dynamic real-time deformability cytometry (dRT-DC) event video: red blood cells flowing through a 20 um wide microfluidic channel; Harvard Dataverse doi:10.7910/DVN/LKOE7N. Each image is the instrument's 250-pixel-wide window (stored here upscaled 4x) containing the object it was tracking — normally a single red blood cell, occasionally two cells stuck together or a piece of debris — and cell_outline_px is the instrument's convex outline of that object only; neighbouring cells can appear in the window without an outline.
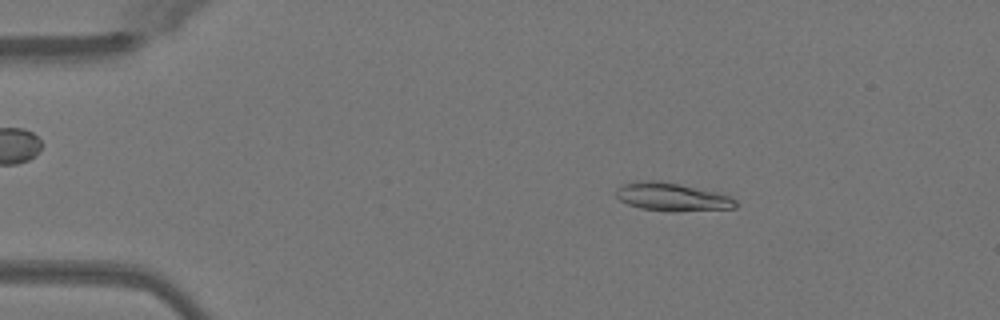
{"species": "Egyptian fruit bat (a non-hibernating species)", "species_latin": "Rousettus aegyptiacus", "temperature_condition": "warm", "stored_images_in_passage": 49, "camera_frame_rate_fps": 3000, "um_per_image_px": 0.085, "animal": {"sex": "female"}, "frame": {"image": 1, "passage_image": 8, "time_ms": 2.333, "image_size_px": [1000, 320], "cell_outline_px": [[736, 208], [676, 212], [672, 212], [640, 208], [628, 204], [620, 200], [616, 196], [616, 188], [624, 184], [636, 180], [660, 180], [680, 184], [716, 192], [728, 196], [736, 200]], "centroid_in_image_um": [57.09, 16.74], "position_along_channel_um": 27.9, "area_um2": 19.77}}
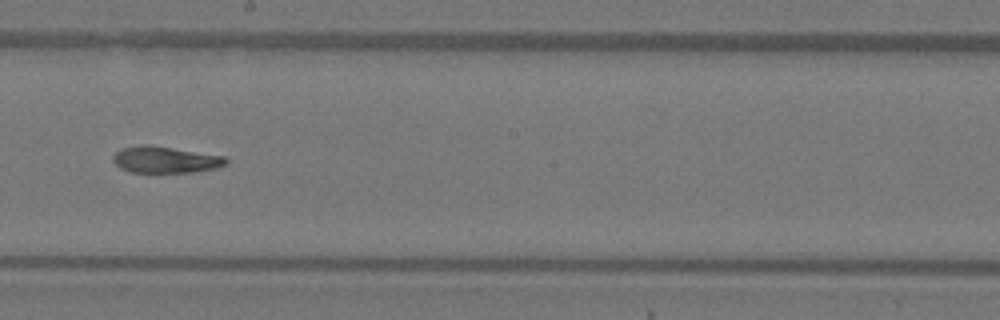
{"frame": {"image": 2, "passage_image": 28, "time_ms": 9.0, "image_size_px": [1000, 320], "cell_outline_px": [[228, 164], [216, 168], [192, 172], [128, 172], [120, 168], [112, 160], [112, 156], [120, 148], [148, 144], [224, 156], [228, 160]], "centroid_in_image_um": [14.03, 13.57], "position_along_channel_um": 234.2, "area_um2": 17.46}}
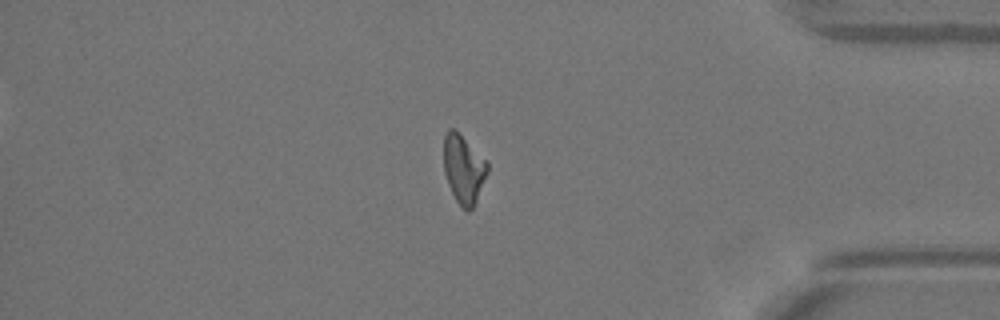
{"frame": {"image": 3, "passage_image": 42, "time_ms": 13.667, "image_size_px": [1000, 320], "cell_outline_px": [[488, 172], [476, 204], [468, 212], [456, 200], [448, 184], [444, 172], [444, 136], [448, 128], [456, 128], [488, 160]], "centroid_in_image_um": [39.43, 14.32], "position_along_channel_um": 395.8, "area_um2": 17.92}, "authors_computed_cell_mechanics": {"area_um2": 18.1492, "velocity_mm_per_s": 4.0724, "shape_relaxation_time_tau1_ms": null, "shape_relaxation_time_tau2_ms": 2.9071, "deformation_change_tau1": null, "deformation_change_tau2": 0.0793}}